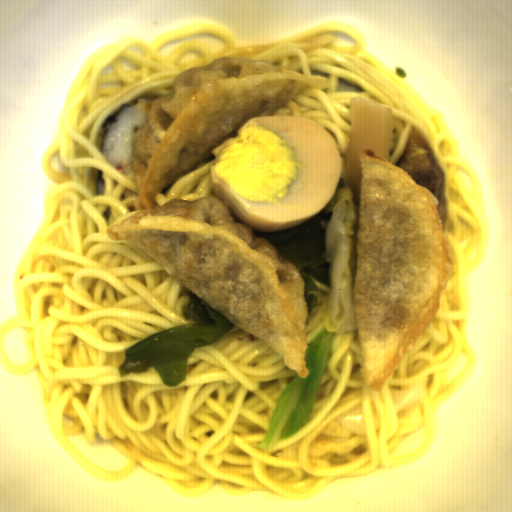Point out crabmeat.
Masks as SVG:
<instances>
[{
  "instance_id": "crabmeat-1",
  "label": "crabmeat",
  "mask_w": 512,
  "mask_h": 512,
  "mask_svg": "<svg viewBox=\"0 0 512 512\" xmlns=\"http://www.w3.org/2000/svg\"><path fill=\"white\" fill-rule=\"evenodd\" d=\"M117 170L122 174V175H129L131 173H133V162L128 164V165H125L121 168H117Z\"/></svg>"
},
{
  "instance_id": "crabmeat-2",
  "label": "crabmeat",
  "mask_w": 512,
  "mask_h": 512,
  "mask_svg": "<svg viewBox=\"0 0 512 512\" xmlns=\"http://www.w3.org/2000/svg\"><path fill=\"white\" fill-rule=\"evenodd\" d=\"M136 194H137V192H133L132 190L127 188L126 190H124L123 192L120 193V199H121V201H123V200H126L127 198H129L130 196H136Z\"/></svg>"
}]
</instances>
